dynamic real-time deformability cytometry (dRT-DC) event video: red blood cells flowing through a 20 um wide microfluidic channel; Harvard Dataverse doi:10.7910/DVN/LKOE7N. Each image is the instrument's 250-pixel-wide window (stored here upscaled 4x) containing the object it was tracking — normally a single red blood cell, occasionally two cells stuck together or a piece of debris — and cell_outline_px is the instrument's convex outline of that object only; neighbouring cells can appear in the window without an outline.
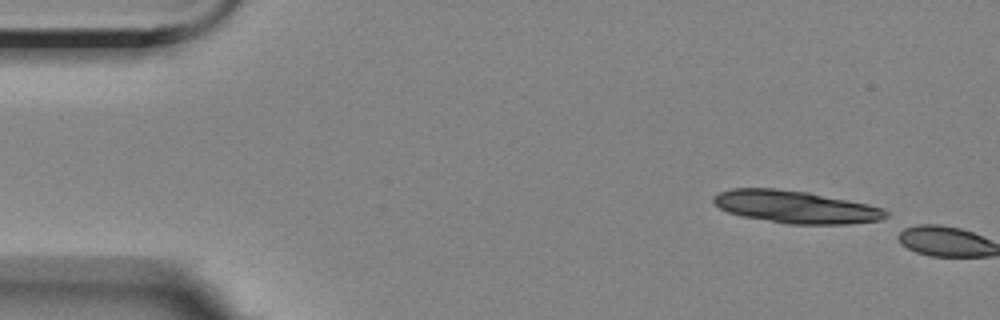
{"species": "Egyptian fruit bat (a non-hibernating species)", "species_latin": "Rousettus aegyptiacus", "temperature_condition": "room temperature", "stored_images_in_passage": 2, "camera_frame_rate_fps": 3000, "um_per_image_px": 0.085, "animal": {"sex": "female"}, "frame": {"image": 1, "passage_image": 1, "time_ms": 0.0, "image_size_px": [1000, 320], "cell_outline_px": [[888, 216], [880, 220], [848, 224], [788, 224], [744, 216], [728, 212], [720, 208], [712, 200], [712, 196], [720, 192], [732, 188], [776, 188], [808, 192], [868, 204], [884, 208], [888, 212]], "centroid_in_image_um": [67.65, 17.58], "position_along_channel_um": 17.4, "area_um2": 32.54}}